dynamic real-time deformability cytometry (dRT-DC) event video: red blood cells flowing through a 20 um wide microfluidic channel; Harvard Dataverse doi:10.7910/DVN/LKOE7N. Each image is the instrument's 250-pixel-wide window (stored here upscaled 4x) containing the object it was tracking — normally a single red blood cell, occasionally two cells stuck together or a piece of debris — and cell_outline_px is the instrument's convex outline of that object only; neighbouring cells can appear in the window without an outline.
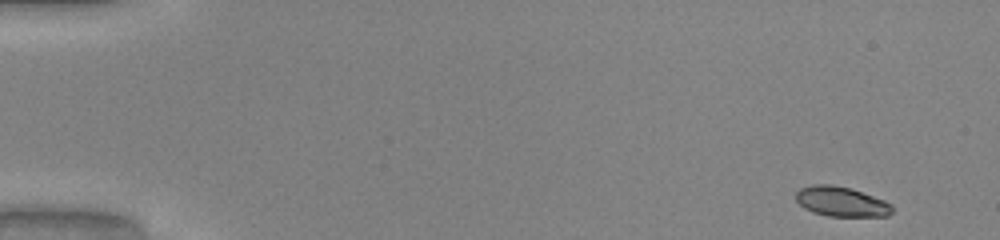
{"species": "common noctule bat (a hibernating species)", "species_latin": "Nyctalus noctula", "temperature_condition": "warm", "stored_images_in_passage": 49, "camera_frame_rate_fps": 3000, "um_per_image_px": 0.085, "animal": {"sex": "male", "body_mass_g": 20.0, "forearm_length_mm": 53.3}, "frame": {"image": 1, "passage_image": 1, "time_ms": 0.0, "image_size_px": [1000, 240], "cell_outline_px": [[892, 212], [888, 216], [828, 216], [812, 212], [804, 208], [796, 200], [796, 192], [800, 188], [812, 184], [832, 184], [852, 188], [884, 200], [892, 204]], "centroid_in_image_um": [71.5, 17.12], "position_along_channel_um": 13.5, "area_um2": 16.88}}
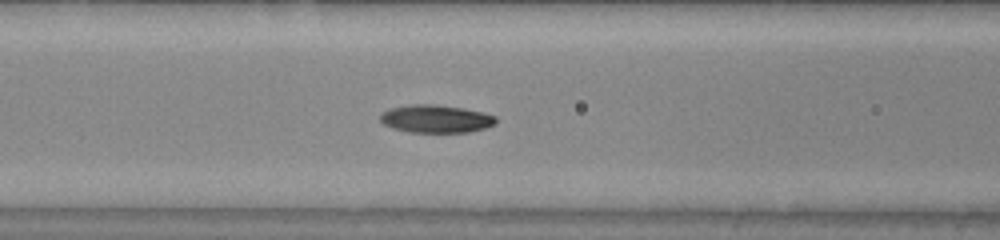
{"frame": {"image": 2, "passage_image": 20, "time_ms": 6.333, "image_size_px": [1000, 240], "cell_outline_px": [[496, 124], [484, 128], [468, 132], [408, 132], [392, 128], [384, 124], [380, 120], [380, 112], [388, 108], [412, 104], [436, 104], [464, 108], [484, 112], [496, 116]], "centroid_in_image_um": [37.03, 10.09], "position_along_channel_um": 129.6, "area_um2": 19.02}}
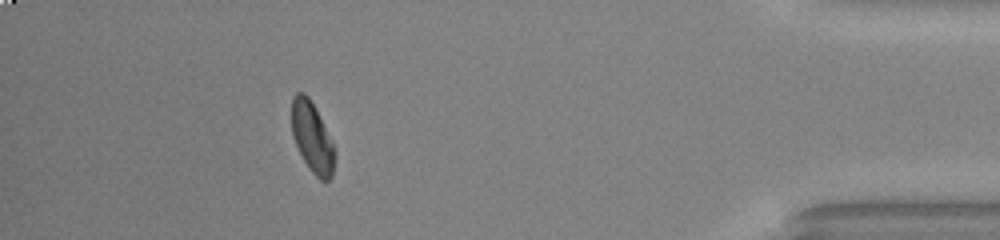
{"frame": {"image": 3, "passage_image": 44, "time_ms": 14.333, "image_size_px": [1000, 240], "cell_outline_px": [[336, 156], [332, 176], [328, 180], [320, 180], [308, 168], [292, 136], [292, 96], [296, 92], [304, 92], [308, 96], [316, 108], [332, 140]], "centroid_in_image_um": [26.55, 11.66], "position_along_channel_um": 408.7, "area_um2": 17.74}, "authors_computed_cell_mechanics": {"area_um2": 18.0914, "velocity_mm_per_s": 4.0959, "shape_relaxation_time_tau1_ms": 2.5912, "shape_relaxation_time_tau2_ms": 5.7895, "deformation_change_tau1": 0.1381, "deformation_change_tau2": 0.105}}